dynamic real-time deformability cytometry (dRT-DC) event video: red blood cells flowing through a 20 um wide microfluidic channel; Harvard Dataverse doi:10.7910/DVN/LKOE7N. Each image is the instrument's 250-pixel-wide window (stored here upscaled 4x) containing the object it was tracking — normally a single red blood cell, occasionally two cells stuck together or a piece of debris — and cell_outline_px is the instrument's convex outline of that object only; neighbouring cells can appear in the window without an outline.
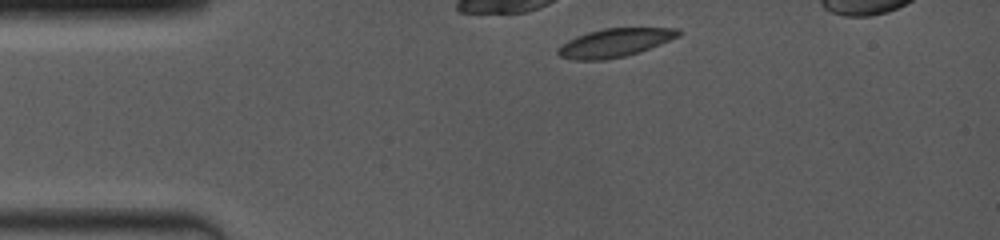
{"species": "common noctule bat (a hibernating species)", "species_latin": "Nyctalus noctula", "temperature_condition": "room temperature", "stored_images_in_passage": 14, "camera_frame_rate_fps": 4000, "um_per_image_px": 0.085, "animal": {"sex": "female", "body_mass_g": 19.0, "forearm_length_mm": 53.3}, "frame": {"image": 1, "passage_image": 1, "time_ms": 0.0, "image_size_px": [1000, 240], "cell_outline_px": [[680, 36], [640, 52], [624, 56], [604, 60], [576, 60], [560, 56], [556, 52], [568, 40], [576, 36], [588, 32], [604, 28], [680, 28]], "centroid_in_image_um": [52.28, 3.63], "position_along_channel_um": 32.7, "area_um2": 19.77}}